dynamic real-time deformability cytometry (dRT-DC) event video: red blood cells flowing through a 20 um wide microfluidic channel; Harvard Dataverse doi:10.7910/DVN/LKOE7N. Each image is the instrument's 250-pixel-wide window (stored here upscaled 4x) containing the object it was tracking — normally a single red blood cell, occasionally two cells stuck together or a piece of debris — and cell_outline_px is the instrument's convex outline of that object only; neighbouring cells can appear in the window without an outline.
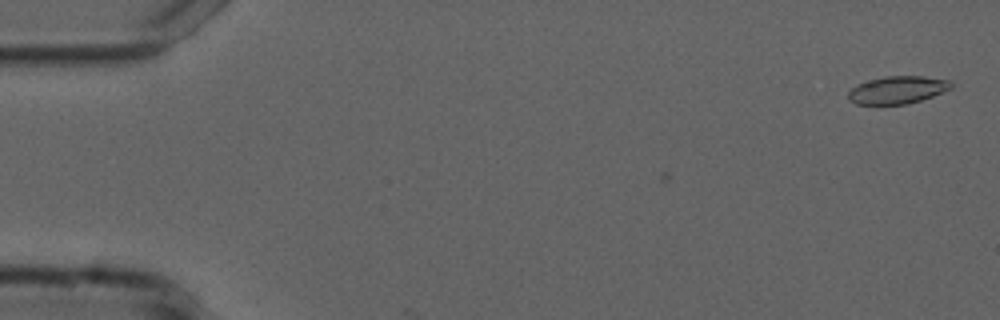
{"species": "common noctule bat (a hibernating species)", "species_latin": "Nyctalus noctula", "temperature_condition": "cold", "stored_images_in_passage": 5, "camera_frame_rate_fps": 3000, "um_per_image_px": 0.085, "animal": {"sex": "male", "forearm_length_mm": 52.5}, "frame": {"image": 1, "passage_image": 5, "time_ms": 1.333, "image_size_px": [1000, 320], "cell_outline_px": [[952, 88], [932, 96], [908, 104], [856, 104], [848, 100], [848, 92], [856, 84], [868, 80], [884, 76], [924, 76], [952, 80]], "centroid_in_image_um": [76.28, 7.63], "position_along_channel_um": 8.7, "area_um2": 16.65}}